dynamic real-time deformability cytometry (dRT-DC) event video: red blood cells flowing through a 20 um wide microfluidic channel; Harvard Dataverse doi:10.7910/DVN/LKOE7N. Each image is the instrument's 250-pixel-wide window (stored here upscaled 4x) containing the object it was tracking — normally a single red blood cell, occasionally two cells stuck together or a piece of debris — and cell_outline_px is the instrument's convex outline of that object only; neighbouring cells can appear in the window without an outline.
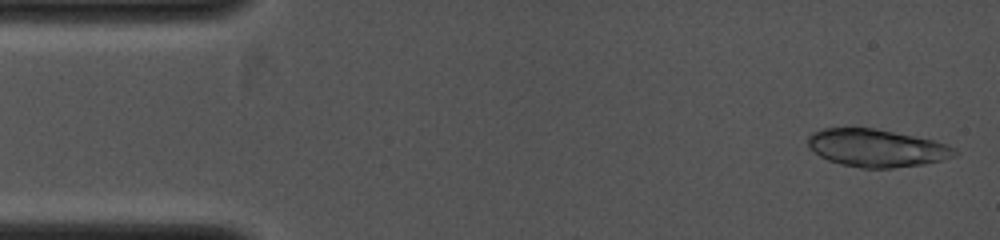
{"species": "common noctule bat (a hibernating species)", "species_latin": "Nyctalus noctula", "temperature_condition": "cold", "stored_images_in_passage": 10, "camera_frame_rate_fps": 4000, "um_per_image_px": 0.085, "animal": {"sex": "female", "body_mass_g": 19.0, "forearm_length_mm": 53.3}, "frame": {"image": 1, "passage_image": 1, "time_ms": 0.0, "image_size_px": [1000, 240], "cell_outline_px": [[956, 156], [924, 164], [892, 168], [860, 168], [840, 164], [828, 160], [820, 156], [808, 148], [808, 136], [812, 132], [820, 128], [872, 128], [936, 140], [948, 144], [956, 148]], "centroid_in_image_um": [74.5, 12.58], "position_along_channel_um": 10.5, "area_um2": 32.37}}